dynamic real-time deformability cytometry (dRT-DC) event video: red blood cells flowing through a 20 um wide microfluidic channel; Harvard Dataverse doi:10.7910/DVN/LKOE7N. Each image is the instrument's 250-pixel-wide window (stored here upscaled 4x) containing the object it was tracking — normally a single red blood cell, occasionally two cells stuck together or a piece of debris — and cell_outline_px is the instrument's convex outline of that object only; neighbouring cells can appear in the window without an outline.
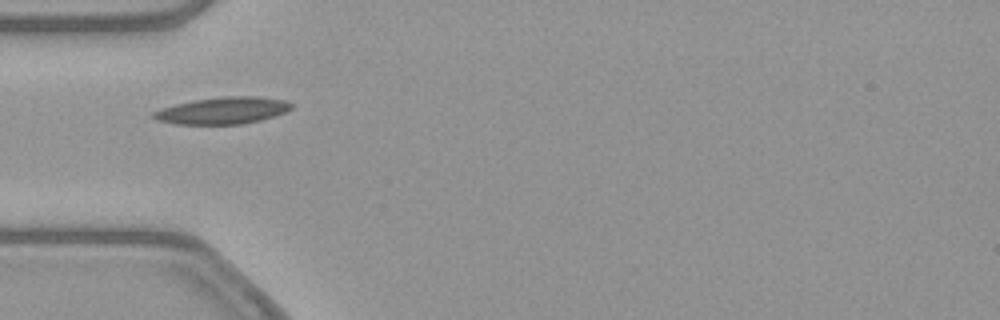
{"species": "common noctule bat (a hibernating species)", "species_latin": "Nyctalus noctula", "temperature_condition": "warm", "stored_images_in_passage": 13, "camera_frame_rate_fps": 3000, "um_per_image_px": 0.085, "animal": {"sex": "female", "body_mass_g": 21.9}, "frame": {"image": 1, "passage_image": 1, "time_ms": 0.0, "image_size_px": [1000, 320], "cell_outline_px": [[292, 108], [276, 116], [260, 120], [240, 124], [172, 124], [156, 120], [152, 116], [152, 112], [160, 108], [192, 100], [224, 96], [256, 96], [284, 100], [292, 104]], "centroid_in_image_um": [18.89, 9.39], "position_along_channel_um": 66.1, "area_um2": 21.68}}
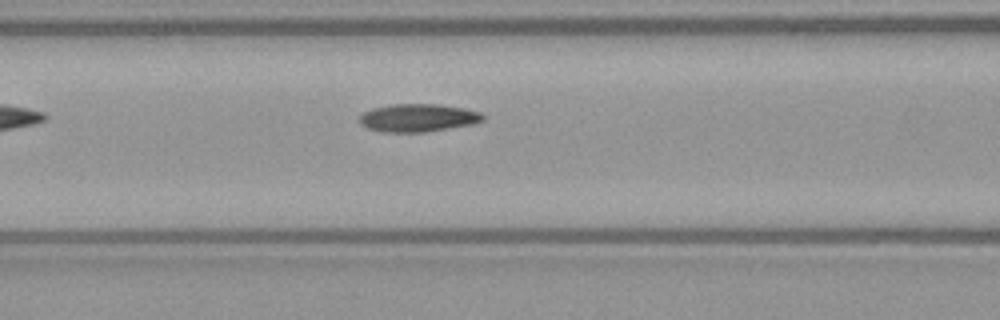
{"frame": {"image": 2, "passage_image": 6, "time_ms": 1.667, "image_size_px": [1000, 320], "cell_outline_px": [[484, 120], [472, 124], [424, 132], [380, 132], [368, 128], [360, 124], [360, 116], [364, 112], [372, 108], [392, 104], [440, 104], [464, 108], [480, 112], [484, 116]], "centroid_in_image_um": [35.52, 10.01], "position_along_channel_um": 131.1, "area_um2": 20.06}}
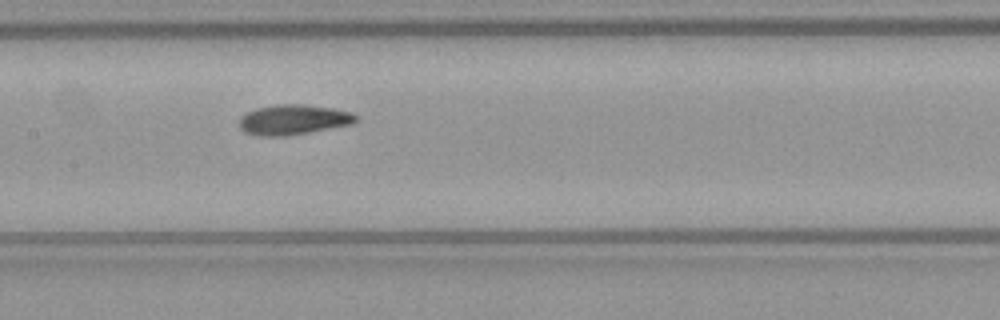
{"frame": {"image": 3, "passage_image": 10, "time_ms": 3.0, "image_size_px": [1000, 320], "cell_outline_px": [[356, 120], [352, 124], [288, 136], [260, 136], [244, 132], [240, 128], [240, 116], [256, 108], [280, 104], [304, 104], [332, 108], [352, 112], [356, 116]], "centroid_in_image_um": [24.92, 10.17], "position_along_channel_um": 182.5, "area_um2": 20.4}}